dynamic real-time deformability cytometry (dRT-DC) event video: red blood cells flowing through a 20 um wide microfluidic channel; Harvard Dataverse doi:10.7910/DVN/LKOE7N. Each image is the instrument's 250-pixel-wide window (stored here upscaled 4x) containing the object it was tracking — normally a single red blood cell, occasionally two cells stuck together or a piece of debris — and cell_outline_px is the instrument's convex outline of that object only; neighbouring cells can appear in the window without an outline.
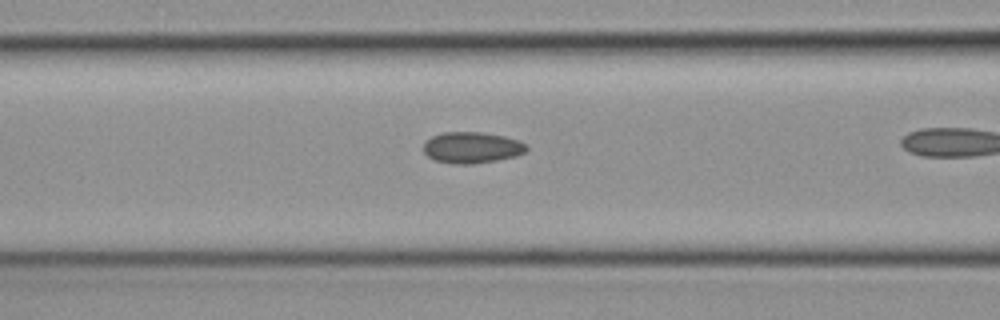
{"species": "common noctule bat (a hibernating species)", "species_latin": "Nyctalus noctula", "temperature_condition": "cold", "stored_images_in_passage": 13, "camera_frame_rate_fps": 3000, "um_per_image_px": 0.085, "animal": {"sex": "female", "body_mass_g": 19.3, "forearm_length_mm": 54.1}, "frame": {"image": 1, "passage_image": 6, "time_ms": 1.667, "image_size_px": [1000, 320], "cell_outline_px": [[528, 148], [524, 152], [516, 156], [496, 160], [472, 164], [456, 164], [436, 160], [428, 156], [424, 152], [424, 144], [432, 136], [444, 132], [480, 132], [504, 136], [520, 140], [528, 144]], "centroid_in_image_um": [40.15, 12.54], "position_along_channel_um": 126.5, "area_um2": 18.67}}
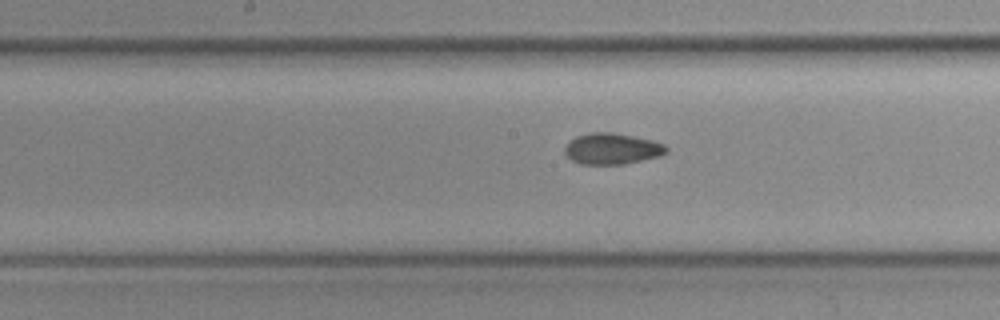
{"frame": {"image": 2, "passage_image": 11, "time_ms": 3.333, "image_size_px": [1000, 320], "cell_outline_px": [[668, 152], [660, 156], [624, 164], [580, 164], [572, 160], [564, 152], [564, 148], [576, 136], [588, 132], [612, 132], [652, 140], [664, 144], [668, 148]], "centroid_in_image_um": [52.04, 12.64], "position_along_channel_um": 196.2, "area_um2": 18.38}}